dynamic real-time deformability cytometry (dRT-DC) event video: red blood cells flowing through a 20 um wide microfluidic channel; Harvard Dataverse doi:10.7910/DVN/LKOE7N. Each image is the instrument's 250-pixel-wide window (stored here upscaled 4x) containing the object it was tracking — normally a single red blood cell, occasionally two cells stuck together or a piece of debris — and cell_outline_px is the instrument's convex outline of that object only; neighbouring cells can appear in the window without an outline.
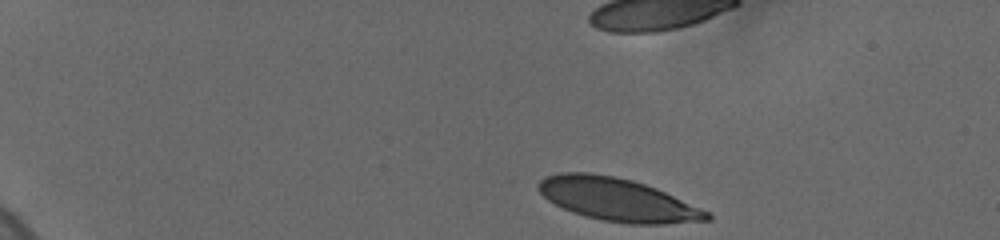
{"species": "human", "species_latin": "Homo sapiens", "temperature_condition": "cold", "stored_images_in_passage": 38, "camera_frame_rate_fps": 3000, "um_per_image_px": 0.085, "donor": {"sex": "female"}, "frame": {"image": 1, "passage_image": 1, "time_ms": 0.0, "image_size_px": [1000, 240], "cell_outline_px": [[712, 220], [664, 224], [628, 224], [600, 220], [584, 216], [572, 212], [548, 200], [536, 188], [536, 184], [544, 176], [560, 172], [588, 172], [616, 176], [632, 180], [656, 188], [700, 208], [708, 212], [712, 216]], "centroid_in_image_um": [52.45, 16.96], "position_along_channel_um": 32.6, "area_um2": 42.19}, "authors_computed_cell_mechanics": {"area_um2": 43.3789, "velocity_mm_per_s": 3.6646, "shape_relaxation_time_tau1_ms": 5.1134, "shape_relaxation_time_tau2_ms": 1.3834, "deformation_change_tau1": 0.174, "deformation_change_tau2": 0.0809}}